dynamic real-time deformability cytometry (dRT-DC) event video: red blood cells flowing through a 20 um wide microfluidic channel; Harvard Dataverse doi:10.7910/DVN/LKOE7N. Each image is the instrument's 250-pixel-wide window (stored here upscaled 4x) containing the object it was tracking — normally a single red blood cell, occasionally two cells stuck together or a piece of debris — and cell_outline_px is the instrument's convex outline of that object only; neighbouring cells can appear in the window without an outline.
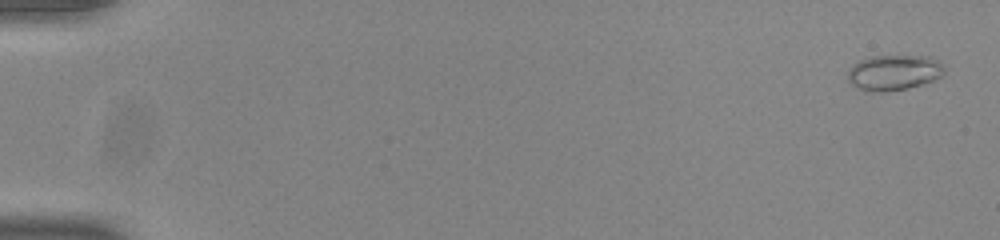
{"species": "common noctule bat (a hibernating species)", "species_latin": "Nyctalus noctula", "temperature_condition": "room temperature", "stored_images_in_passage": 54, "camera_frame_rate_fps": 3000, "um_per_image_px": 0.085, "animal": {"sex": "male", "body_mass_g": 20.0, "forearm_length_mm": 53.3}, "frame": {"image": 1, "passage_image": 2, "time_ms": 0.333, "image_size_px": [1000, 240], "cell_outline_px": [[944, 76], [908, 88], [884, 92], [864, 92], [856, 88], [848, 80], [848, 72], [852, 64], [860, 60], [872, 56], [932, 56], [944, 68]], "centroid_in_image_um": [75.94, 6.18], "position_along_channel_um": 9.1, "area_um2": 20.06}}
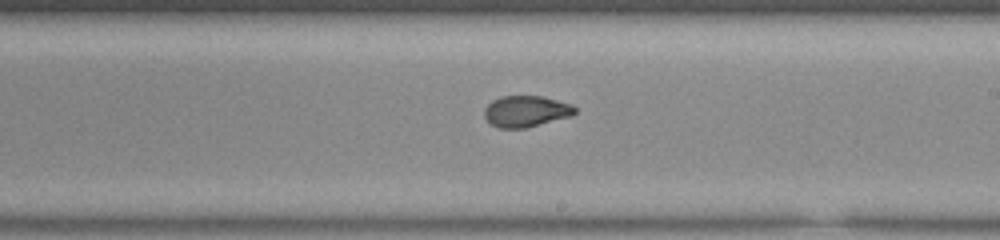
{"frame": {"image": 2, "passage_image": 33, "time_ms": 10.667, "image_size_px": [1000, 240], "cell_outline_px": [[576, 112], [572, 116], [524, 128], [500, 128], [492, 124], [484, 116], [484, 108], [492, 100], [500, 96], [544, 96], [572, 104], [576, 108]], "centroid_in_image_um": [44.72, 9.44], "position_along_channel_um": 244.3, "area_um2": 16.53}}
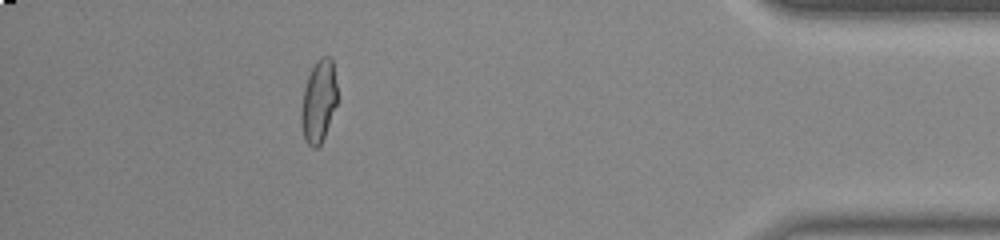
{"frame": {"image": 3, "passage_image": 49, "time_ms": 16.0, "image_size_px": [1000, 240], "cell_outline_px": [[336, 104], [324, 136], [320, 144], [316, 148], [312, 148], [308, 144], [304, 136], [300, 120], [300, 112], [304, 88], [308, 76], [316, 60], [320, 56], [328, 56], [332, 60], [336, 84]], "centroid_in_image_um": [27.06, 8.59], "position_along_channel_um": 408.1, "area_um2": 17.05}, "authors_computed_cell_mechanics": {"area_um2": 17.34, "velocity_mm_per_s": 3.9025, "shape_relaxation_time_tau1_ms": 9.3338, "shape_relaxation_time_tau2_ms": 1.4617, "deformation_change_tau1": 0.2435, "deformation_change_tau2": 0.0522}}